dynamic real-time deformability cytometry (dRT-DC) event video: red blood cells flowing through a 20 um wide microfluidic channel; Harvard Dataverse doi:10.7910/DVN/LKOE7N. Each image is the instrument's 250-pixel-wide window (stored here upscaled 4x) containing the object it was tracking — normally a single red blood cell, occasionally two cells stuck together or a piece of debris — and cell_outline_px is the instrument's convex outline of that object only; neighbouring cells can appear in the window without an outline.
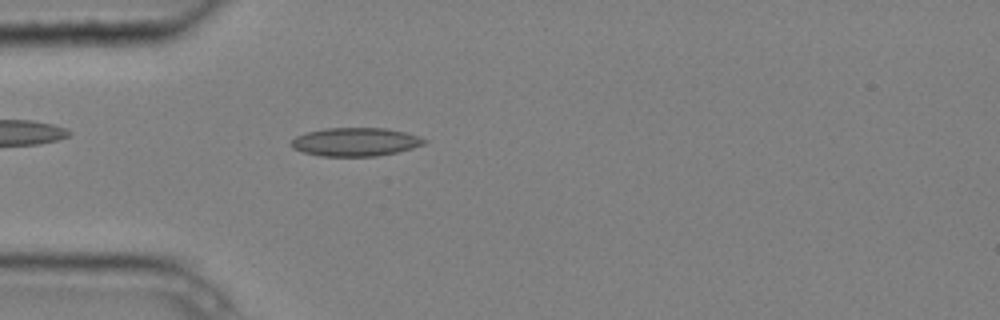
{"species": "common noctule bat (a hibernating species)", "species_latin": "Nyctalus noctula", "temperature_condition": "cold", "stored_images_in_passage": 4, "camera_frame_rate_fps": 3000, "um_per_image_px": 0.085, "animal": {"sex": "male", "body_mass_g": 20.4}, "frame": {"image": 1, "passage_image": 4, "time_ms": 1.0, "image_size_px": [1000, 320], "cell_outline_px": [[428, 140], [424, 144], [412, 148], [396, 152], [376, 156], [320, 156], [304, 152], [292, 148], [292, 140], [296, 136], [308, 132], [324, 128], [388, 128], [420, 136]], "centroid_in_image_um": [30.23, 12.06], "position_along_channel_um": 54.8, "area_um2": 21.96}}